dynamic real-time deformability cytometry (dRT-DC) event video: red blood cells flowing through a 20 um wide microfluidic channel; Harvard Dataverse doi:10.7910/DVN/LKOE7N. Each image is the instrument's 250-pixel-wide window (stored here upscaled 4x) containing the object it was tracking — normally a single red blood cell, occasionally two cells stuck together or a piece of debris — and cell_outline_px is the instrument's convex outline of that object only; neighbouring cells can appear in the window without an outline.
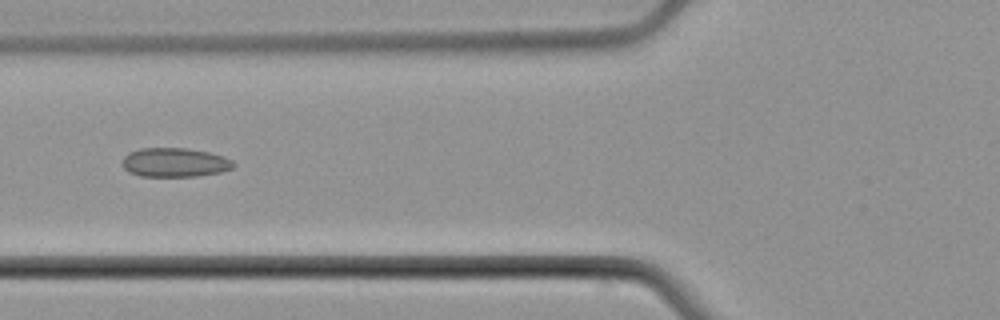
{"species": "common noctule bat (a hibernating species)", "species_latin": "Nyctalus noctula", "temperature_condition": "cold", "stored_images_in_passage": 7, "camera_frame_rate_fps": 3000, "um_per_image_px": 0.085, "animal": {"sex": "male", "body_mass_g": 21.5, "forearm_length_mm": 52.0}, "frame": {"image": 1, "passage_image": 5, "time_ms": 5.0, "image_size_px": [1000, 320], "cell_outline_px": [[236, 164], [232, 168], [220, 172], [196, 176], [140, 176], [128, 172], [124, 168], [124, 156], [128, 152], [140, 148], [188, 148], [208, 152], [224, 156], [232, 160]], "centroid_in_image_um": [14.86, 13.8], "position_along_channel_um": 110.9, "area_um2": 18.84}}
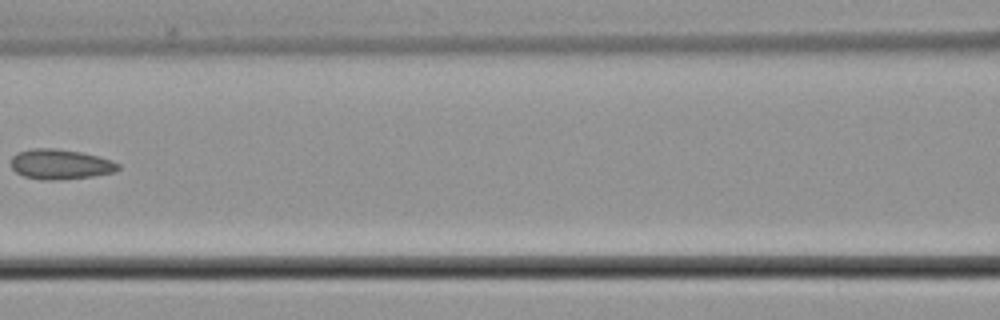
{"frame": {"image": 2, "passage_image": 6, "time_ms": 6.333, "image_size_px": [1000, 320], "cell_outline_px": [[120, 168], [116, 172], [92, 176], [60, 180], [44, 180], [24, 176], [16, 172], [12, 168], [12, 156], [16, 152], [32, 148], [56, 148], [80, 152], [112, 160], [120, 164]], "centroid_in_image_um": [5.13, 13.96], "position_along_channel_um": 161.5, "area_um2": 18.84}}
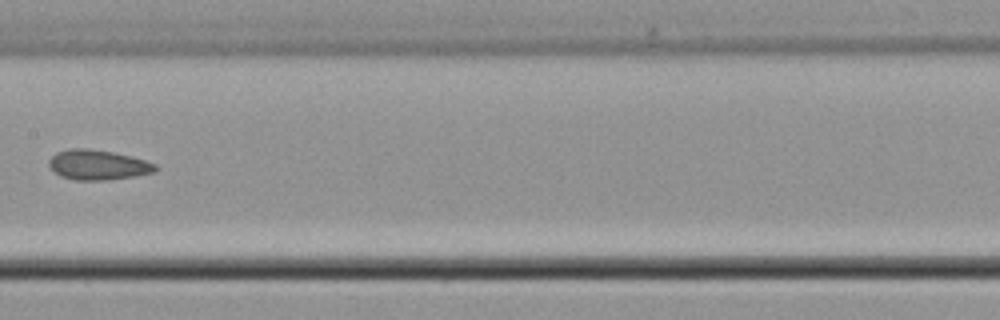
{"frame": {"image": 3, "passage_image": 7, "time_ms": 7.333, "image_size_px": [1000, 320], "cell_outline_px": [[160, 168], [156, 172], [136, 176], [108, 180], [76, 180], [60, 176], [48, 164], [48, 160], [56, 152], [72, 148], [88, 148], [112, 152], [132, 156], [156, 164]], "centroid_in_image_um": [8.36, 14.01], "position_along_channel_um": 199.0, "area_um2": 18.73}}